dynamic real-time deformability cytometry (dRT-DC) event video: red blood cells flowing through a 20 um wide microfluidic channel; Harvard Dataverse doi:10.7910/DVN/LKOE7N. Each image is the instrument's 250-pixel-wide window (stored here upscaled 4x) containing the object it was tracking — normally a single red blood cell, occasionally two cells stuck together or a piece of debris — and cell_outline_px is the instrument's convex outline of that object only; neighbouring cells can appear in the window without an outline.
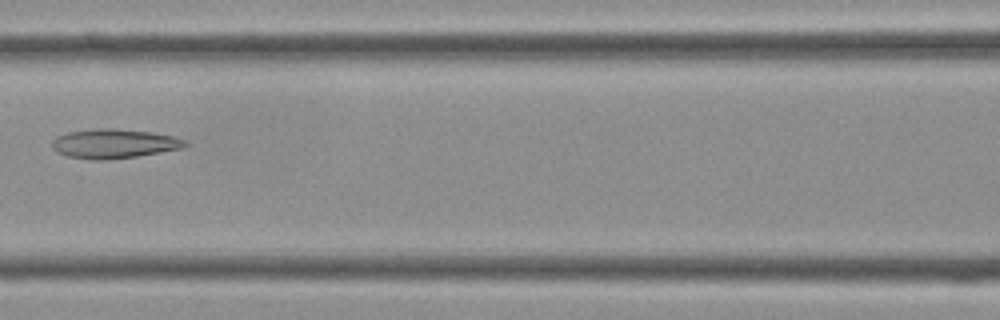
{"species": "Egyptian fruit bat (a non-hibernating species)", "species_latin": "Rousettus aegyptiacus", "temperature_condition": "cold", "stored_images_in_passage": 41, "camera_frame_rate_fps": 3000, "um_per_image_px": 0.085, "frame": {"image": 1, "passage_image": 18, "time_ms": 5.667, "image_size_px": [1000, 320], "cell_outline_px": [[188, 144], [184, 148], [136, 156], [108, 160], [88, 160], [68, 156], [56, 152], [52, 148], [52, 140], [56, 136], [68, 132], [96, 128], [112, 128], [152, 132], [172, 136], [184, 140]], "centroid_in_image_um": [9.65, 12.21], "position_along_channel_um": 156.9, "area_um2": 22.83}}
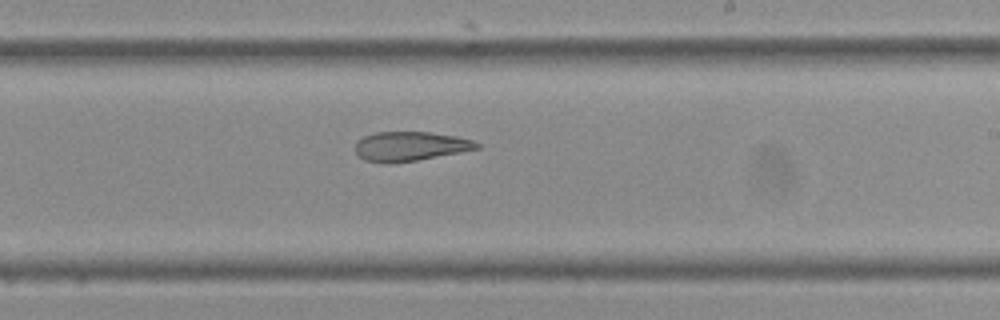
{"frame": {"image": 2, "passage_image": 24, "time_ms": 7.667, "image_size_px": [1000, 320], "cell_outline_px": [[480, 148], [460, 152], [416, 160], [388, 164], [384, 164], [364, 160], [356, 152], [356, 140], [364, 136], [376, 132], [432, 132], [456, 136], [472, 140], [480, 144]], "centroid_in_image_um": [34.84, 12.43], "position_along_channel_um": 254.2, "area_um2": 20.81}}
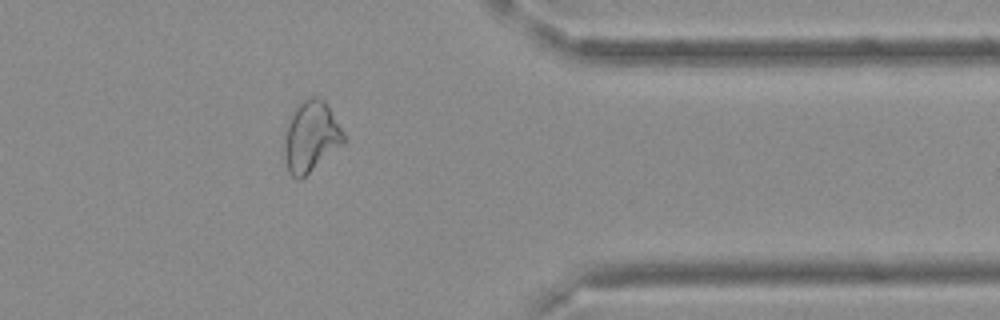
{"frame": {"image": 3, "passage_image": 33, "time_ms": 10.667, "image_size_px": [1000, 320], "cell_outline_px": [[344, 144], [300, 180], [296, 180], [288, 172], [284, 156], [284, 136], [288, 120], [296, 104], [308, 96], [316, 96], [324, 100], [344, 132]], "centroid_in_image_um": [26.4, 11.6], "position_along_channel_um": 385.0, "area_um2": 24.8}}